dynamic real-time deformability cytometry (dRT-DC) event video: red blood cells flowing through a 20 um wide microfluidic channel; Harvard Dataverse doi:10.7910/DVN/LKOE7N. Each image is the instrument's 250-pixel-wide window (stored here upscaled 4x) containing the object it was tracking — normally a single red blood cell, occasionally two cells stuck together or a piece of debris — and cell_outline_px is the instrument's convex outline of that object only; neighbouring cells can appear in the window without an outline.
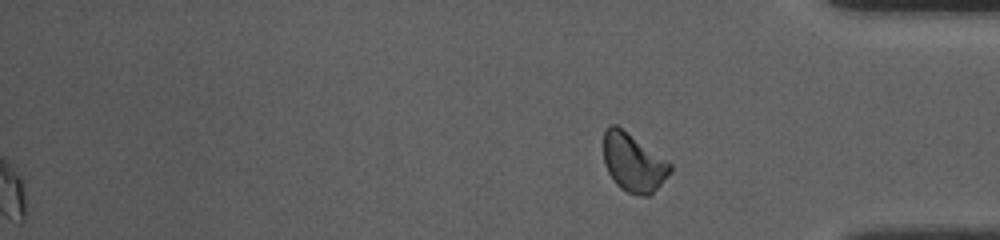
{"species": "common noctule bat (a hibernating species)", "species_latin": "Nyctalus noctula", "temperature_condition": "room temperature", "stored_images_in_passage": 46, "segment_of_instrument_passage": [2, 2], "camera_frame_rate_fps": 3000, "um_per_image_px": 0.085, "animal": {"sex": "female", "body_mass_g": 10.0, "forearm_length_mm": 53.1}, "frame": {"image": 1, "passage_image": 46, "time_ms": 15.0, "image_size_px": [1000, 240], "cell_outline_px": [[672, 172], [652, 196], [640, 196], [628, 192], [620, 188], [616, 184], [608, 172], [604, 164], [604, 132], [608, 124], [616, 124], [672, 164]], "centroid_in_image_um": [53.85, 13.85], "position_along_channel_um": 381.4, "area_um2": 22.77}}